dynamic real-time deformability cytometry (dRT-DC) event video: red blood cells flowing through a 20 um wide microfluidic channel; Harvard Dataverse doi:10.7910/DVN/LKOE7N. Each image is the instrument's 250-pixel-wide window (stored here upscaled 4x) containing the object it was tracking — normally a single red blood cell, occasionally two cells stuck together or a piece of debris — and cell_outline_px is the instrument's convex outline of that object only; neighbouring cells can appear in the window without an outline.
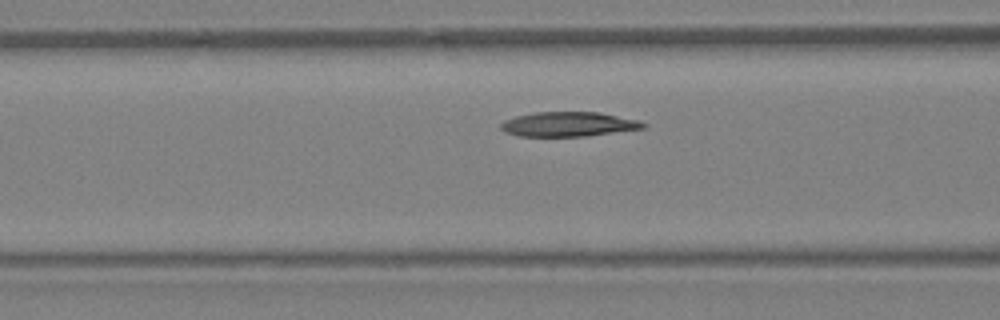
{"species": "Egyptian fruit bat (a non-hibernating species)", "species_latin": "Rousettus aegyptiacus", "temperature_condition": "warm", "stored_images_in_passage": 8, "camera_frame_rate_fps": 3000, "um_per_image_px": 0.085, "animal": {"sex": "female"}, "frame": {"image": 1, "passage_image": 6, "time_ms": 1.667, "image_size_px": [1000, 320], "cell_outline_px": [[648, 124], [644, 128], [584, 136], [520, 136], [504, 132], [500, 128], [500, 124], [504, 120], [516, 116], [536, 112], [600, 112], [640, 120]], "centroid_in_image_um": [48.32, 10.55], "position_along_channel_um": 118.3, "area_um2": 20.4}}